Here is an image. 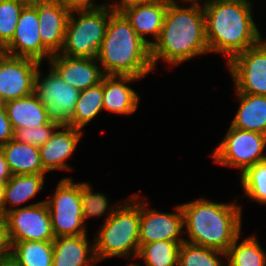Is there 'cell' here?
<instances>
[{
  "instance_id": "cell-1",
  "label": "cell",
  "mask_w": 266,
  "mask_h": 266,
  "mask_svg": "<svg viewBox=\"0 0 266 266\" xmlns=\"http://www.w3.org/2000/svg\"><path fill=\"white\" fill-rule=\"evenodd\" d=\"M190 3L186 8L177 0H172L167 7L161 33L151 46V61L156 69L158 61L178 66L193 57L208 54L206 40L205 15L201 0H180Z\"/></svg>"
},
{
  "instance_id": "cell-2",
  "label": "cell",
  "mask_w": 266,
  "mask_h": 266,
  "mask_svg": "<svg viewBox=\"0 0 266 266\" xmlns=\"http://www.w3.org/2000/svg\"><path fill=\"white\" fill-rule=\"evenodd\" d=\"M251 3L249 0H204L202 3L209 52L224 55L226 64L264 39L253 20Z\"/></svg>"
},
{
  "instance_id": "cell-3",
  "label": "cell",
  "mask_w": 266,
  "mask_h": 266,
  "mask_svg": "<svg viewBox=\"0 0 266 266\" xmlns=\"http://www.w3.org/2000/svg\"><path fill=\"white\" fill-rule=\"evenodd\" d=\"M96 58L105 75L142 79L154 70L151 47L140 38L114 3H110L109 22Z\"/></svg>"
},
{
  "instance_id": "cell-4",
  "label": "cell",
  "mask_w": 266,
  "mask_h": 266,
  "mask_svg": "<svg viewBox=\"0 0 266 266\" xmlns=\"http://www.w3.org/2000/svg\"><path fill=\"white\" fill-rule=\"evenodd\" d=\"M233 202L217 203L198 198L180 204L184 233L189 237L185 241L227 252L242 230V206H238L236 200Z\"/></svg>"
},
{
  "instance_id": "cell-5",
  "label": "cell",
  "mask_w": 266,
  "mask_h": 266,
  "mask_svg": "<svg viewBox=\"0 0 266 266\" xmlns=\"http://www.w3.org/2000/svg\"><path fill=\"white\" fill-rule=\"evenodd\" d=\"M139 197V198H138ZM140 195L123 200L112 216L104 221L94 238L98 262L110 257L136 258L140 249Z\"/></svg>"
},
{
  "instance_id": "cell-6",
  "label": "cell",
  "mask_w": 266,
  "mask_h": 266,
  "mask_svg": "<svg viewBox=\"0 0 266 266\" xmlns=\"http://www.w3.org/2000/svg\"><path fill=\"white\" fill-rule=\"evenodd\" d=\"M109 18V2L98 8L71 9L60 54L96 58L105 37Z\"/></svg>"
},
{
  "instance_id": "cell-7",
  "label": "cell",
  "mask_w": 266,
  "mask_h": 266,
  "mask_svg": "<svg viewBox=\"0 0 266 266\" xmlns=\"http://www.w3.org/2000/svg\"><path fill=\"white\" fill-rule=\"evenodd\" d=\"M50 199L45 200L56 237L86 235L81 205V182L74 183L72 177L63 178L56 185Z\"/></svg>"
},
{
  "instance_id": "cell-8",
  "label": "cell",
  "mask_w": 266,
  "mask_h": 266,
  "mask_svg": "<svg viewBox=\"0 0 266 266\" xmlns=\"http://www.w3.org/2000/svg\"><path fill=\"white\" fill-rule=\"evenodd\" d=\"M265 148L266 135L230 125L225 137L211 151V157L221 166L240 169L242 174L248 167L266 159Z\"/></svg>"
},
{
  "instance_id": "cell-9",
  "label": "cell",
  "mask_w": 266,
  "mask_h": 266,
  "mask_svg": "<svg viewBox=\"0 0 266 266\" xmlns=\"http://www.w3.org/2000/svg\"><path fill=\"white\" fill-rule=\"evenodd\" d=\"M9 242L53 241L49 208L42 200L18 207L5 214Z\"/></svg>"
},
{
  "instance_id": "cell-10",
  "label": "cell",
  "mask_w": 266,
  "mask_h": 266,
  "mask_svg": "<svg viewBox=\"0 0 266 266\" xmlns=\"http://www.w3.org/2000/svg\"><path fill=\"white\" fill-rule=\"evenodd\" d=\"M239 93L266 96V41L233 57L226 65Z\"/></svg>"
},
{
  "instance_id": "cell-11",
  "label": "cell",
  "mask_w": 266,
  "mask_h": 266,
  "mask_svg": "<svg viewBox=\"0 0 266 266\" xmlns=\"http://www.w3.org/2000/svg\"><path fill=\"white\" fill-rule=\"evenodd\" d=\"M49 69V74L42 78L38 68L34 93L53 120L66 124L75 111L80 91L66 83L51 67Z\"/></svg>"
},
{
  "instance_id": "cell-12",
  "label": "cell",
  "mask_w": 266,
  "mask_h": 266,
  "mask_svg": "<svg viewBox=\"0 0 266 266\" xmlns=\"http://www.w3.org/2000/svg\"><path fill=\"white\" fill-rule=\"evenodd\" d=\"M42 64L6 54L0 62V97L3 103L34 93L35 77Z\"/></svg>"
},
{
  "instance_id": "cell-13",
  "label": "cell",
  "mask_w": 266,
  "mask_h": 266,
  "mask_svg": "<svg viewBox=\"0 0 266 266\" xmlns=\"http://www.w3.org/2000/svg\"><path fill=\"white\" fill-rule=\"evenodd\" d=\"M140 197V228L139 244H148L155 241L184 242L180 235L184 232L183 212L181 206L175 207V213L159 212L149 209L148 203Z\"/></svg>"
},
{
  "instance_id": "cell-14",
  "label": "cell",
  "mask_w": 266,
  "mask_h": 266,
  "mask_svg": "<svg viewBox=\"0 0 266 266\" xmlns=\"http://www.w3.org/2000/svg\"><path fill=\"white\" fill-rule=\"evenodd\" d=\"M39 18L37 7H25L22 9L15 34L12 40L5 46L9 55L30 58L42 64V60H48L53 55L41 41L39 34Z\"/></svg>"
},
{
  "instance_id": "cell-15",
  "label": "cell",
  "mask_w": 266,
  "mask_h": 266,
  "mask_svg": "<svg viewBox=\"0 0 266 266\" xmlns=\"http://www.w3.org/2000/svg\"><path fill=\"white\" fill-rule=\"evenodd\" d=\"M171 1L145 3H114L116 8L130 22L135 32L150 47L160 36L168 4ZM151 35L154 39H146Z\"/></svg>"
},
{
  "instance_id": "cell-16",
  "label": "cell",
  "mask_w": 266,
  "mask_h": 266,
  "mask_svg": "<svg viewBox=\"0 0 266 266\" xmlns=\"http://www.w3.org/2000/svg\"><path fill=\"white\" fill-rule=\"evenodd\" d=\"M49 66L69 85L79 91L101 83L105 74L97 58H80L53 54Z\"/></svg>"
},
{
  "instance_id": "cell-17",
  "label": "cell",
  "mask_w": 266,
  "mask_h": 266,
  "mask_svg": "<svg viewBox=\"0 0 266 266\" xmlns=\"http://www.w3.org/2000/svg\"><path fill=\"white\" fill-rule=\"evenodd\" d=\"M59 129H62L61 131ZM58 130V131H57ZM83 131L67 124H61L50 139L39 147L40 161L46 172L72 170L66 160L71 157L82 138Z\"/></svg>"
},
{
  "instance_id": "cell-18",
  "label": "cell",
  "mask_w": 266,
  "mask_h": 266,
  "mask_svg": "<svg viewBox=\"0 0 266 266\" xmlns=\"http://www.w3.org/2000/svg\"><path fill=\"white\" fill-rule=\"evenodd\" d=\"M70 12L71 8L57 0L37 7L41 41L52 54L60 53L62 50Z\"/></svg>"
},
{
  "instance_id": "cell-19",
  "label": "cell",
  "mask_w": 266,
  "mask_h": 266,
  "mask_svg": "<svg viewBox=\"0 0 266 266\" xmlns=\"http://www.w3.org/2000/svg\"><path fill=\"white\" fill-rule=\"evenodd\" d=\"M134 76L105 75L103 77V111L120 115L134 113L140 96L128 84L139 81Z\"/></svg>"
},
{
  "instance_id": "cell-20",
  "label": "cell",
  "mask_w": 266,
  "mask_h": 266,
  "mask_svg": "<svg viewBox=\"0 0 266 266\" xmlns=\"http://www.w3.org/2000/svg\"><path fill=\"white\" fill-rule=\"evenodd\" d=\"M87 236L88 234L56 237L53 240L52 266H94L98 264L94 239L93 242H89Z\"/></svg>"
},
{
  "instance_id": "cell-21",
  "label": "cell",
  "mask_w": 266,
  "mask_h": 266,
  "mask_svg": "<svg viewBox=\"0 0 266 266\" xmlns=\"http://www.w3.org/2000/svg\"><path fill=\"white\" fill-rule=\"evenodd\" d=\"M8 119L13 130L19 128H37L48 124L52 118L50 112L33 93L27 97L17 98L4 103Z\"/></svg>"
},
{
  "instance_id": "cell-22",
  "label": "cell",
  "mask_w": 266,
  "mask_h": 266,
  "mask_svg": "<svg viewBox=\"0 0 266 266\" xmlns=\"http://www.w3.org/2000/svg\"><path fill=\"white\" fill-rule=\"evenodd\" d=\"M235 93L240 105L230 125L266 135V96Z\"/></svg>"
},
{
  "instance_id": "cell-23",
  "label": "cell",
  "mask_w": 266,
  "mask_h": 266,
  "mask_svg": "<svg viewBox=\"0 0 266 266\" xmlns=\"http://www.w3.org/2000/svg\"><path fill=\"white\" fill-rule=\"evenodd\" d=\"M0 149L12 175L46 174L40 161L39 147L11 139Z\"/></svg>"
},
{
  "instance_id": "cell-24",
  "label": "cell",
  "mask_w": 266,
  "mask_h": 266,
  "mask_svg": "<svg viewBox=\"0 0 266 266\" xmlns=\"http://www.w3.org/2000/svg\"><path fill=\"white\" fill-rule=\"evenodd\" d=\"M44 177L41 174L12 175L4 187L3 214L34 198L44 188Z\"/></svg>"
},
{
  "instance_id": "cell-25",
  "label": "cell",
  "mask_w": 266,
  "mask_h": 266,
  "mask_svg": "<svg viewBox=\"0 0 266 266\" xmlns=\"http://www.w3.org/2000/svg\"><path fill=\"white\" fill-rule=\"evenodd\" d=\"M101 111H103V79L101 83L80 91L75 111L66 124L83 130Z\"/></svg>"
},
{
  "instance_id": "cell-26",
  "label": "cell",
  "mask_w": 266,
  "mask_h": 266,
  "mask_svg": "<svg viewBox=\"0 0 266 266\" xmlns=\"http://www.w3.org/2000/svg\"><path fill=\"white\" fill-rule=\"evenodd\" d=\"M11 255L20 266H52L53 241L10 242Z\"/></svg>"
},
{
  "instance_id": "cell-27",
  "label": "cell",
  "mask_w": 266,
  "mask_h": 266,
  "mask_svg": "<svg viewBox=\"0 0 266 266\" xmlns=\"http://www.w3.org/2000/svg\"><path fill=\"white\" fill-rule=\"evenodd\" d=\"M252 235L239 243L240 235L230 245L227 253V266H266V251L258 239Z\"/></svg>"
},
{
  "instance_id": "cell-28",
  "label": "cell",
  "mask_w": 266,
  "mask_h": 266,
  "mask_svg": "<svg viewBox=\"0 0 266 266\" xmlns=\"http://www.w3.org/2000/svg\"><path fill=\"white\" fill-rule=\"evenodd\" d=\"M183 242L155 241L143 244L137 259H143L145 266H178V252ZM137 266H140L138 263Z\"/></svg>"
},
{
  "instance_id": "cell-29",
  "label": "cell",
  "mask_w": 266,
  "mask_h": 266,
  "mask_svg": "<svg viewBox=\"0 0 266 266\" xmlns=\"http://www.w3.org/2000/svg\"><path fill=\"white\" fill-rule=\"evenodd\" d=\"M222 258L226 259L225 264ZM227 253L184 241L178 252V266H226Z\"/></svg>"
},
{
  "instance_id": "cell-30",
  "label": "cell",
  "mask_w": 266,
  "mask_h": 266,
  "mask_svg": "<svg viewBox=\"0 0 266 266\" xmlns=\"http://www.w3.org/2000/svg\"><path fill=\"white\" fill-rule=\"evenodd\" d=\"M240 181L248 200L266 205V159L248 167L240 175Z\"/></svg>"
},
{
  "instance_id": "cell-31",
  "label": "cell",
  "mask_w": 266,
  "mask_h": 266,
  "mask_svg": "<svg viewBox=\"0 0 266 266\" xmlns=\"http://www.w3.org/2000/svg\"><path fill=\"white\" fill-rule=\"evenodd\" d=\"M108 201L105 194L99 192L94 193L90 183L81 182V205L84 222L88 218H94V216L95 218L103 216L108 211L105 218V221H107L123 202L119 201L117 204L115 203L109 206L110 203Z\"/></svg>"
},
{
  "instance_id": "cell-32",
  "label": "cell",
  "mask_w": 266,
  "mask_h": 266,
  "mask_svg": "<svg viewBox=\"0 0 266 266\" xmlns=\"http://www.w3.org/2000/svg\"><path fill=\"white\" fill-rule=\"evenodd\" d=\"M23 8L17 0H0V44L12 40Z\"/></svg>"
},
{
  "instance_id": "cell-33",
  "label": "cell",
  "mask_w": 266,
  "mask_h": 266,
  "mask_svg": "<svg viewBox=\"0 0 266 266\" xmlns=\"http://www.w3.org/2000/svg\"><path fill=\"white\" fill-rule=\"evenodd\" d=\"M60 125L58 121L52 119L48 124L38 126L37 128H19L14 130L13 139L21 143L41 147L50 139L51 135Z\"/></svg>"
},
{
  "instance_id": "cell-34",
  "label": "cell",
  "mask_w": 266,
  "mask_h": 266,
  "mask_svg": "<svg viewBox=\"0 0 266 266\" xmlns=\"http://www.w3.org/2000/svg\"><path fill=\"white\" fill-rule=\"evenodd\" d=\"M14 130L7 116L5 105H0V147L13 139Z\"/></svg>"
},
{
  "instance_id": "cell-35",
  "label": "cell",
  "mask_w": 266,
  "mask_h": 266,
  "mask_svg": "<svg viewBox=\"0 0 266 266\" xmlns=\"http://www.w3.org/2000/svg\"><path fill=\"white\" fill-rule=\"evenodd\" d=\"M9 255H11V245L7 234L6 217L0 213V260Z\"/></svg>"
},
{
  "instance_id": "cell-36",
  "label": "cell",
  "mask_w": 266,
  "mask_h": 266,
  "mask_svg": "<svg viewBox=\"0 0 266 266\" xmlns=\"http://www.w3.org/2000/svg\"><path fill=\"white\" fill-rule=\"evenodd\" d=\"M60 3L64 4L65 6L71 8V9H83V8H98L101 6L106 5L107 3L103 4H96V2L93 0H57Z\"/></svg>"
},
{
  "instance_id": "cell-37",
  "label": "cell",
  "mask_w": 266,
  "mask_h": 266,
  "mask_svg": "<svg viewBox=\"0 0 266 266\" xmlns=\"http://www.w3.org/2000/svg\"><path fill=\"white\" fill-rule=\"evenodd\" d=\"M12 177L9 165L0 149V182L7 183Z\"/></svg>"
},
{
  "instance_id": "cell-38",
  "label": "cell",
  "mask_w": 266,
  "mask_h": 266,
  "mask_svg": "<svg viewBox=\"0 0 266 266\" xmlns=\"http://www.w3.org/2000/svg\"><path fill=\"white\" fill-rule=\"evenodd\" d=\"M24 8L25 7H38L41 4H45L51 0H17Z\"/></svg>"
},
{
  "instance_id": "cell-39",
  "label": "cell",
  "mask_w": 266,
  "mask_h": 266,
  "mask_svg": "<svg viewBox=\"0 0 266 266\" xmlns=\"http://www.w3.org/2000/svg\"><path fill=\"white\" fill-rule=\"evenodd\" d=\"M0 266H20L18 262L12 257V255H9L8 257L0 260Z\"/></svg>"
},
{
  "instance_id": "cell-40",
  "label": "cell",
  "mask_w": 266,
  "mask_h": 266,
  "mask_svg": "<svg viewBox=\"0 0 266 266\" xmlns=\"http://www.w3.org/2000/svg\"><path fill=\"white\" fill-rule=\"evenodd\" d=\"M160 1H172V0H118L114 3H145V2H160Z\"/></svg>"
},
{
  "instance_id": "cell-41",
  "label": "cell",
  "mask_w": 266,
  "mask_h": 266,
  "mask_svg": "<svg viewBox=\"0 0 266 266\" xmlns=\"http://www.w3.org/2000/svg\"><path fill=\"white\" fill-rule=\"evenodd\" d=\"M6 183L0 182V213L3 214L4 187Z\"/></svg>"
},
{
  "instance_id": "cell-42",
  "label": "cell",
  "mask_w": 266,
  "mask_h": 266,
  "mask_svg": "<svg viewBox=\"0 0 266 266\" xmlns=\"http://www.w3.org/2000/svg\"><path fill=\"white\" fill-rule=\"evenodd\" d=\"M6 54H7L6 47L4 45L0 44V62L6 56Z\"/></svg>"
},
{
  "instance_id": "cell-43",
  "label": "cell",
  "mask_w": 266,
  "mask_h": 266,
  "mask_svg": "<svg viewBox=\"0 0 266 266\" xmlns=\"http://www.w3.org/2000/svg\"><path fill=\"white\" fill-rule=\"evenodd\" d=\"M127 266H137V265H136V263L133 262L131 264L129 263V265H127Z\"/></svg>"
},
{
  "instance_id": "cell-44",
  "label": "cell",
  "mask_w": 266,
  "mask_h": 266,
  "mask_svg": "<svg viewBox=\"0 0 266 266\" xmlns=\"http://www.w3.org/2000/svg\"><path fill=\"white\" fill-rule=\"evenodd\" d=\"M4 103H3V101H2V99H1V97H0V105H3Z\"/></svg>"
}]
</instances>
